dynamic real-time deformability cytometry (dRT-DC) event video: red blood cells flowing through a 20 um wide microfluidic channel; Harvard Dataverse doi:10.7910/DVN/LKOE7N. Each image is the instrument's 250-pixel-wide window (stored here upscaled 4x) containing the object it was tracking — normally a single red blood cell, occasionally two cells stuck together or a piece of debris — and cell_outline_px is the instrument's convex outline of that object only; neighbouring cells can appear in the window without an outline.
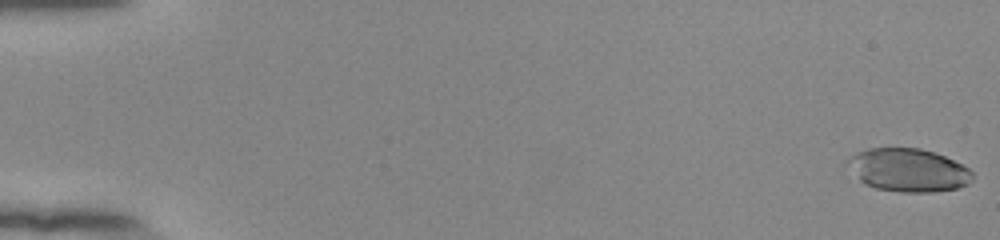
{"species": "human", "species_latin": "Homo sapiens", "temperature_condition": "room temperature", "stored_images_in_passage": 13, "camera_frame_rate_fps": 3000, "um_per_image_px": 0.085, "donor": {"sex": "female"}, "frame": {"image": 1, "passage_image": 1, "time_ms": 0.0, "image_size_px": [1000, 240], "cell_outline_px": [[972, 180], [968, 184], [956, 188], [932, 192], [900, 192], [876, 188], [864, 184], [844, 164], [844, 160], [856, 152], [868, 148], [920, 148], [944, 156], [968, 168], [972, 172]], "centroid_in_image_um": [77.13, 14.45], "position_along_channel_um": 7.9, "area_um2": 31.44}}